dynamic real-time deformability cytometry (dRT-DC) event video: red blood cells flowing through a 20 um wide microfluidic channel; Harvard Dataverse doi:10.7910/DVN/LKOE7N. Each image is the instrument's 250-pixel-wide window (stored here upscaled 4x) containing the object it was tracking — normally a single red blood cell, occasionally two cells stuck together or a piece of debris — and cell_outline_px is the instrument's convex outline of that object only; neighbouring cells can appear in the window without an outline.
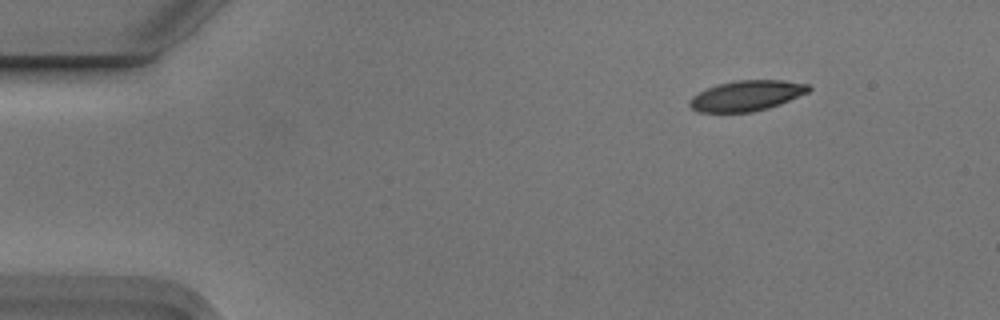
{"species": "Egyptian fruit bat (a non-hibernating species)", "species_latin": "Rousettus aegyptiacus", "temperature_condition": "cold", "stored_images_in_passage": 4, "camera_frame_rate_fps": 3000, "um_per_image_px": 0.085, "animal": {"sex": "male"}, "frame": {"image": 1, "passage_image": 1, "time_ms": 0.0, "image_size_px": [1000, 320], "cell_outline_px": [[812, 88], [808, 92], [780, 104], [768, 108], [752, 112], [700, 112], [692, 108], [688, 104], [688, 100], [692, 96], [716, 84], [736, 80], [784, 80], [808, 84]], "centroid_in_image_um": [63.46, 8.13], "position_along_channel_um": 21.5, "area_um2": 21.1}}